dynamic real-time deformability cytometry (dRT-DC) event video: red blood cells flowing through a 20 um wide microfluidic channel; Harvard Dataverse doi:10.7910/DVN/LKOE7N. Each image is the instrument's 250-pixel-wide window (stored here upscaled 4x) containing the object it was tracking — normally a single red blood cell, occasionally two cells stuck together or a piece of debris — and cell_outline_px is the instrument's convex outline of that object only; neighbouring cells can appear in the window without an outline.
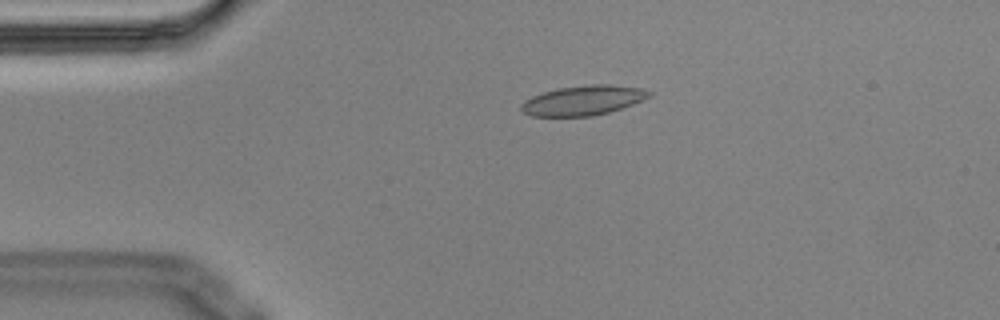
{"species": "Egyptian fruit bat (a non-hibernating species)", "species_latin": "Rousettus aegyptiacus", "temperature_condition": "cold", "stored_images_in_passage": 4, "camera_frame_rate_fps": 3000, "um_per_image_px": 0.085, "animal": {"sex": "male"}, "frame": {"image": 1, "passage_image": 3, "time_ms": 0.667, "image_size_px": [1000, 320], "cell_outline_px": [[652, 96], [632, 104], [608, 112], [592, 116], [532, 116], [524, 112], [520, 108], [520, 104], [524, 100], [532, 96], [556, 88], [588, 84], [612, 84], [640, 88], [652, 92]], "centroid_in_image_um": [49.56, 8.52], "position_along_channel_um": 35.4, "area_um2": 22.2}}